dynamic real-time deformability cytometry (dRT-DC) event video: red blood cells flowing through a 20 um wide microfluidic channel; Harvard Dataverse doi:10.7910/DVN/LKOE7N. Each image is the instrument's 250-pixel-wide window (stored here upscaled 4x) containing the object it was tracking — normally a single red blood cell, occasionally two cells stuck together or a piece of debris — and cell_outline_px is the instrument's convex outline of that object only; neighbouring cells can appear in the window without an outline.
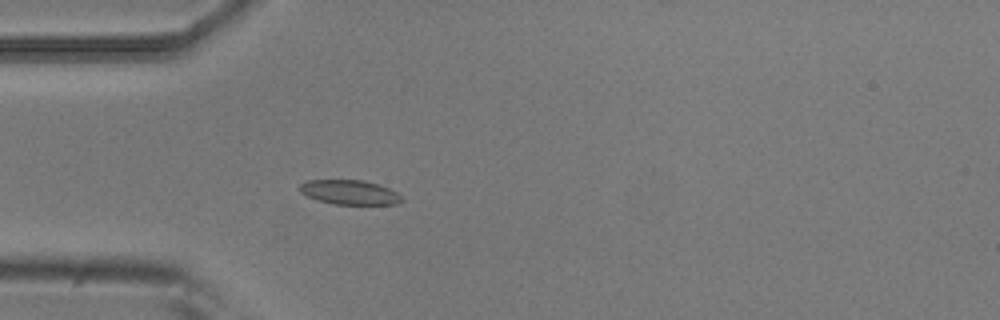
{"species": "common noctule bat (a hibernating species)", "species_latin": "Nyctalus noctula", "temperature_condition": "room temperature", "stored_images_in_passage": 3, "camera_frame_rate_fps": 3000, "um_per_image_px": 0.085, "animal": {"sex": "male", "body_mass_g": 20.5, "forearm_length_mm": 52.5}, "frame": {"image": 1, "passage_image": 3, "time_ms": 0.667, "image_size_px": [1000, 320], "cell_outline_px": [[404, 200], [396, 204], [332, 204], [316, 200], [300, 192], [300, 184], [308, 180], [364, 180], [380, 184], [396, 192]], "centroid_in_image_um": [29.71, 16.34], "position_along_channel_um": 55.3, "area_um2": 14.57}}